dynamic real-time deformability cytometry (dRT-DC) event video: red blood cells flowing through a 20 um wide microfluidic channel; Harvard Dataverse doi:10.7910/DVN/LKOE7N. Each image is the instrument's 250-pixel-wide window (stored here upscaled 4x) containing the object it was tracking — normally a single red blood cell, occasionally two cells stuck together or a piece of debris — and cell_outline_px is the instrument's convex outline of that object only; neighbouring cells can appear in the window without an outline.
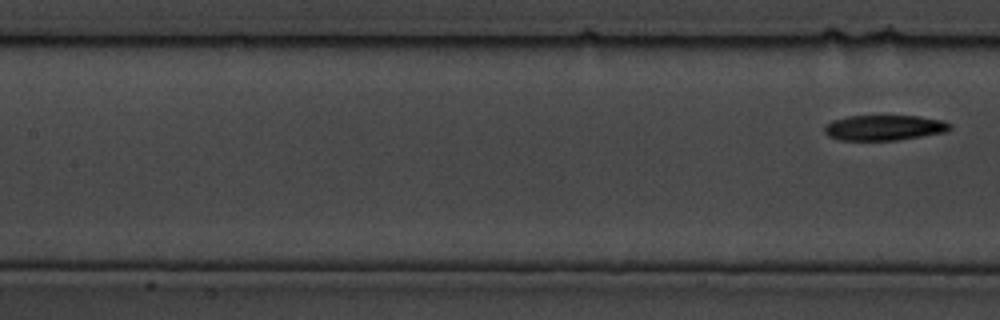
{"species": "common noctule bat (a hibernating species)", "species_latin": "Nyctalus noctula", "temperature_condition": "cold", "stored_images_in_passage": 7, "segment_of_instrument_passage": [2, 2], "camera_frame_rate_fps": 3000, "um_per_image_px": 0.085, "animal": {"sex": "male", "body_mass_g": 19.5, "forearm_length_mm": 54.6}, "frame": {"image": 1, "passage_image": 7, "time_ms": 2.0, "image_size_px": [1000, 320], "cell_outline_px": [[952, 128], [944, 132], [896, 140], [840, 140], [828, 136], [824, 132], [824, 124], [832, 120], [848, 116], [916, 116], [940, 120], [952, 124]], "centroid_in_image_um": [75.1, 10.85], "position_along_channel_um": 132.3, "area_um2": 18.44}}